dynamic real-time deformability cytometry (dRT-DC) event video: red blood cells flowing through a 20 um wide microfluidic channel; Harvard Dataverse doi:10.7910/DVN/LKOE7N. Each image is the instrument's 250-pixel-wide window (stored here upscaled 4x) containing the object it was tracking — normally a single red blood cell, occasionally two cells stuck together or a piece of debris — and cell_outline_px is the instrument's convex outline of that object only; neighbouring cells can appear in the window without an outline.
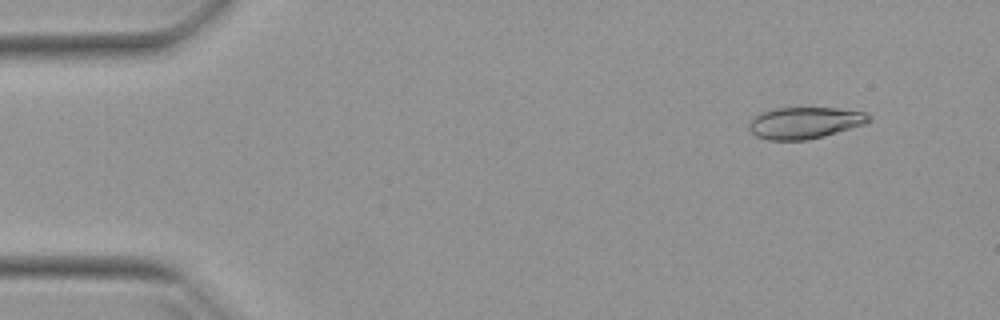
{"species": "Egyptian fruit bat (a non-hibernating species)", "species_latin": "Rousettus aegyptiacus", "temperature_condition": "warm", "stored_images_in_passage": 51, "camera_frame_rate_fps": 3000, "um_per_image_px": 0.085, "animal": {"sex": "female"}, "frame": {"image": 1, "passage_image": 5, "time_ms": 1.333, "image_size_px": [1000, 320], "cell_outline_px": [[872, 120], [864, 124], [824, 136], [808, 140], [768, 140], [756, 136], [748, 128], [748, 124], [760, 112], [772, 108], [836, 108], [864, 112], [872, 116]], "centroid_in_image_um": [68.4, 10.44], "position_along_channel_um": 16.6, "area_um2": 22.08}}
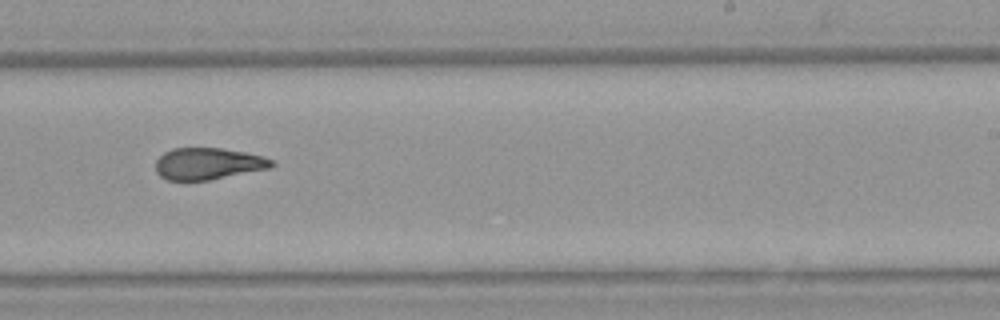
{"frame": {"image": 2, "passage_image": 32, "time_ms": 10.333, "image_size_px": [1000, 320], "cell_outline_px": [[276, 164], [272, 168], [208, 180], [168, 180], [160, 176], [156, 172], [156, 160], [164, 152], [172, 148], [220, 148], [244, 152], [264, 156], [272, 160]], "centroid_in_image_um": [17.7, 13.91], "position_along_channel_um": 271.3, "area_um2": 21.5}}
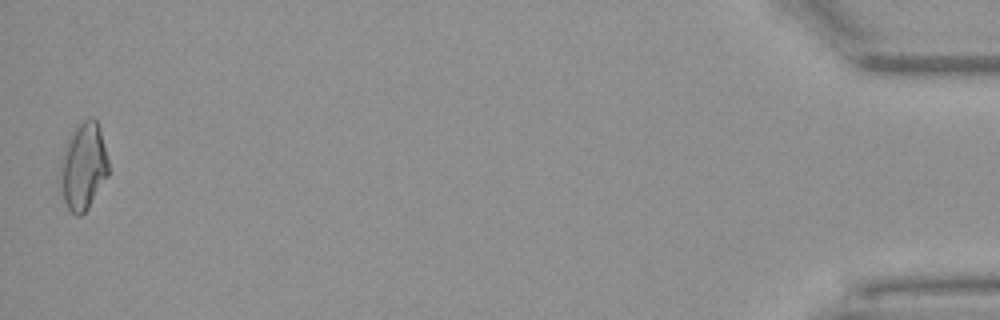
{"frame": {"image": 3, "passage_image": 51, "time_ms": 16.667, "image_size_px": [1000, 320], "cell_outline_px": [[108, 176], [88, 208], [80, 216], [76, 216], [68, 208], [64, 200], [56, 180], [60, 160], [64, 148], [68, 140], [76, 128], [84, 120], [92, 116], [96, 120], [100, 132], [108, 160]], "centroid_in_image_um": [7.03, 14.19], "position_along_channel_um": 428.2, "area_um2": 24.62}, "authors_computed_cell_mechanics": {"area_um2": 22.6576, "velocity_mm_per_s": 3.9693, "shape_relaxation_time_tau1_ms": null, "shape_relaxation_time_tau2_ms": 2.2491, "deformation_change_tau1": null, "deformation_change_tau2": 0.1053}}